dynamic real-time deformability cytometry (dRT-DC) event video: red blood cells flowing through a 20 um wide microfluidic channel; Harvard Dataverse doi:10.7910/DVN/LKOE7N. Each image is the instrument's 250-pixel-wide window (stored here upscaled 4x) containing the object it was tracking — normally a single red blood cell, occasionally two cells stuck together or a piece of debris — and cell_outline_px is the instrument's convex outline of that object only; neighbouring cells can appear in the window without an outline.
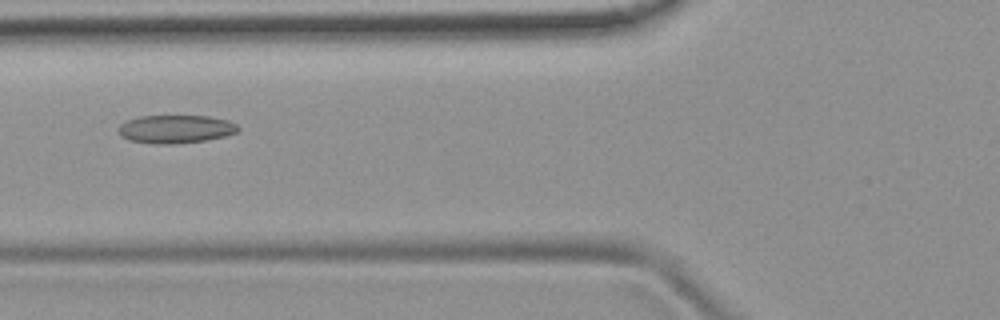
{"species": "common noctule bat (a hibernating species)", "species_latin": "Nyctalus noctula", "temperature_condition": "room temperature", "stored_images_in_passage": 6, "camera_frame_rate_fps": 3000, "um_per_image_px": 0.085, "animal": {"sex": "female", "body_mass_g": 19.9}, "frame": {"image": 1, "passage_image": 6, "time_ms": 6.0, "image_size_px": [1000, 320], "cell_outline_px": [[240, 128], [236, 132], [224, 136], [204, 140], [172, 144], [160, 144], [132, 140], [120, 136], [120, 124], [128, 120], [140, 116], [208, 116], [228, 120], [236, 124]], "centroid_in_image_um": [14.95, 10.96], "position_along_channel_um": 110.8, "area_um2": 19.31}}